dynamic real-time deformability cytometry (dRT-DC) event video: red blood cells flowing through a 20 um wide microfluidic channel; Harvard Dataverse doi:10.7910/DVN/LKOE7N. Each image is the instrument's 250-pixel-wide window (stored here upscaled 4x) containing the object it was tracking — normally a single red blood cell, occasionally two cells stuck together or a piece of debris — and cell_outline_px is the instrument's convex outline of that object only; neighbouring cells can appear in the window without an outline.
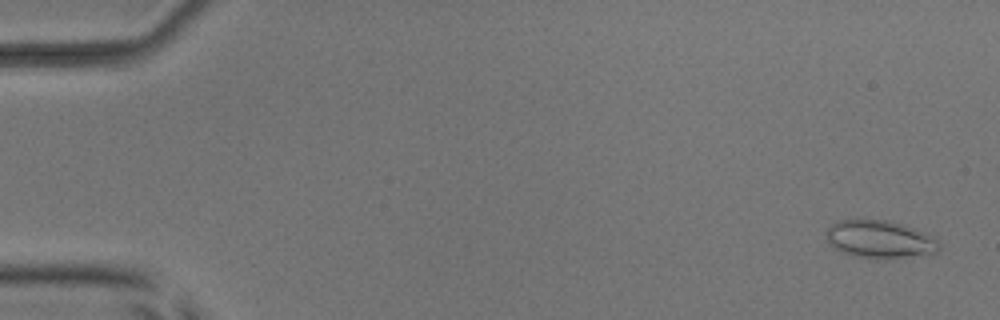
{"species": "common noctule bat (a hibernating species)", "species_latin": "Nyctalus noctula", "temperature_condition": "room temperature", "stored_images_in_passage": 5, "camera_frame_rate_fps": 3000, "um_per_image_px": 0.085, "animal": {"sex": "male", "body_mass_g": 17.9, "forearm_length_mm": 54.2}, "frame": {"image": 1, "passage_image": 1, "time_ms": 0.0, "image_size_px": [1000, 320], "cell_outline_px": [[940, 248], [936, 252], [876, 260], [852, 256], [828, 244], [828, 228], [836, 220], [860, 216], [892, 220], [916, 228], [932, 236], [940, 244]], "centroid_in_image_um": [74.74, 20.28], "position_along_channel_um": 10.3, "area_um2": 25.61}}